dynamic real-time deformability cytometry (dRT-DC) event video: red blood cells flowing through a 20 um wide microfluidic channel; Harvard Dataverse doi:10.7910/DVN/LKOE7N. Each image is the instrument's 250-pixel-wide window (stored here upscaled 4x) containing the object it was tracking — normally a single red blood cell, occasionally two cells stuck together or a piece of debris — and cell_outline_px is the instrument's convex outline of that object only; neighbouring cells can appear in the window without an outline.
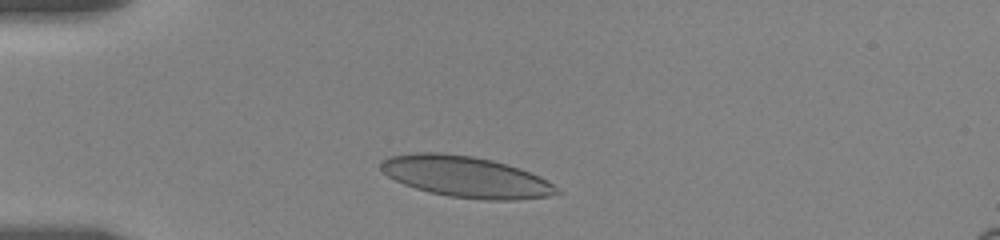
{"species": "human", "species_latin": "Homo sapiens", "temperature_condition": "room temperature", "stored_images_in_passage": 3, "camera_frame_rate_fps": 3000, "um_per_image_px": 0.085, "donor": {"sex": "female"}, "frame": {"image": 1, "passage_image": 2, "time_ms": 0.667, "image_size_px": [1000, 240], "cell_outline_px": [[564, 192], [548, 196], [516, 200], [484, 200], [448, 196], [428, 192], [404, 184], [388, 176], [380, 168], [380, 164], [384, 160], [392, 156], [416, 152], [440, 152], [472, 156], [492, 160], [508, 164], [520, 168], [540, 176]], "centroid_in_image_um": [39.63, 15.03], "position_along_channel_um": 45.4, "area_um2": 42.14}}